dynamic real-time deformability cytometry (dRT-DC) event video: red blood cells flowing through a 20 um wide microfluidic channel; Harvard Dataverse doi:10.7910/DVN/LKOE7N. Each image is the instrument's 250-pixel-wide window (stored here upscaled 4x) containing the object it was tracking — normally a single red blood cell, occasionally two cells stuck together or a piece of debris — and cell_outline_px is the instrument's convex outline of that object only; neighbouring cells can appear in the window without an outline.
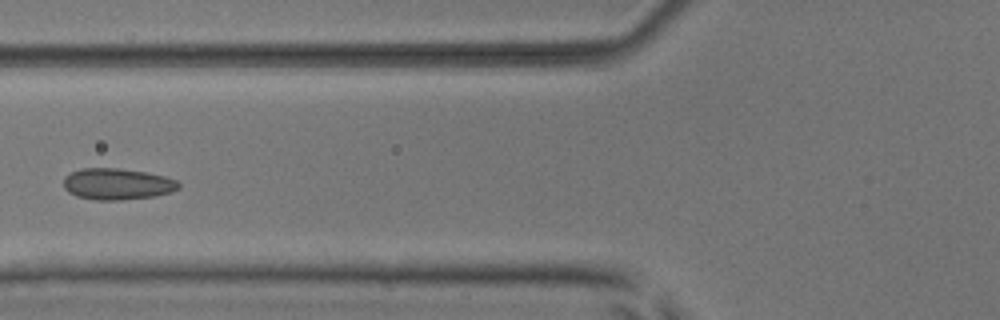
{"species": "common noctule bat (a hibernating species)", "species_latin": "Nyctalus noctula", "temperature_condition": "room temperature", "stored_images_in_passage": 6, "camera_frame_rate_fps": 3000, "um_per_image_px": 0.085, "animal": {"sex": "male", "body_mass_g": 17.9, "forearm_length_mm": 54.2}, "frame": {"image": 1, "passage_image": 6, "time_ms": 6.667, "image_size_px": [1000, 320], "cell_outline_px": [[180, 188], [156, 196], [120, 200], [96, 200], [76, 196], [68, 192], [64, 188], [64, 176], [80, 168], [116, 168], [148, 172], [164, 176], [176, 180], [180, 184]], "centroid_in_image_um": [9.95, 15.64], "position_along_channel_um": 115.9, "area_um2": 21.1}}